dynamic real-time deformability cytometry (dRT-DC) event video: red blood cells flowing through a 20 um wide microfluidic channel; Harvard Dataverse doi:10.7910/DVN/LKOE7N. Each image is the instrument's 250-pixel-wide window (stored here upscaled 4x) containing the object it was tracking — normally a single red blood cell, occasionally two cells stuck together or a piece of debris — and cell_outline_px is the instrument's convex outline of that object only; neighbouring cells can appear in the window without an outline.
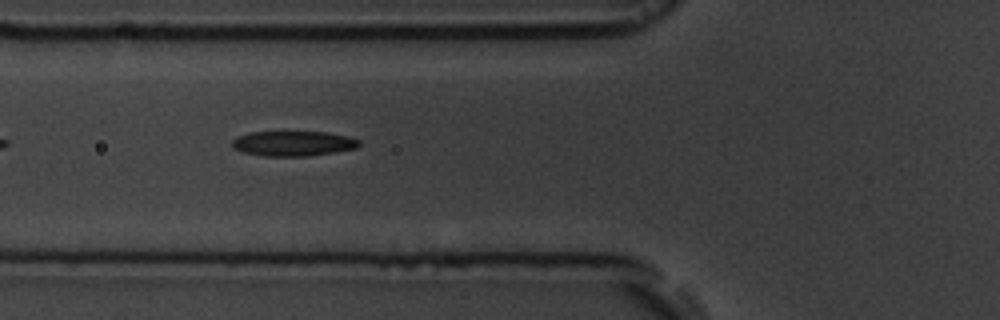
{"species": "common noctule bat (a hibernating species)", "species_latin": "Nyctalus noctula", "temperature_condition": "room temperature", "stored_images_in_passage": 7, "camera_frame_rate_fps": 3000, "um_per_image_px": 0.085, "animal": {"sex": "male", "body_mass_g": 19.5, "forearm_length_mm": 54.6}, "frame": {"image": 1, "passage_image": 6, "time_ms": 6.0, "image_size_px": [1000, 320], "cell_outline_px": [[360, 144], [356, 148], [308, 156], [264, 156], [244, 152], [232, 148], [232, 140], [236, 136], [248, 132], [324, 132], [348, 136], [360, 140]], "centroid_in_image_um": [24.88, 12.19], "position_along_channel_um": 100.9, "area_um2": 18.5}}
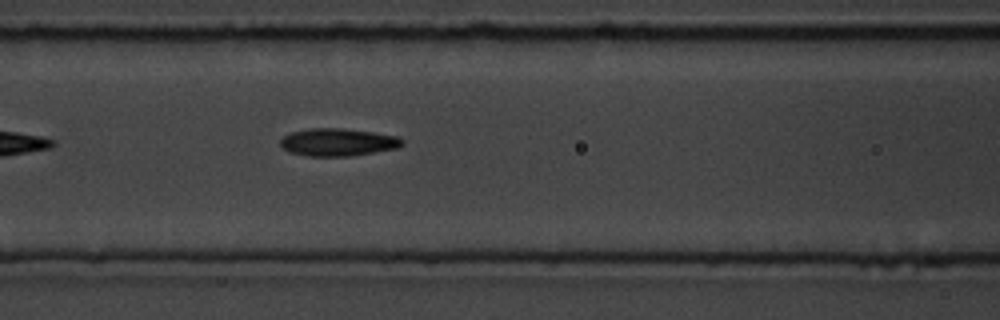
{"frame": {"image": 2, "passage_image": 7, "time_ms": 7.0, "image_size_px": [1000, 320], "cell_outline_px": [[404, 144], [396, 148], [348, 156], [308, 156], [288, 152], [280, 144], [280, 140], [284, 136], [292, 132], [308, 128], [344, 128], [372, 132], [396, 136], [404, 140]], "centroid_in_image_um": [28.69, 12.08], "position_along_channel_um": 137.9, "area_um2": 19.48}}